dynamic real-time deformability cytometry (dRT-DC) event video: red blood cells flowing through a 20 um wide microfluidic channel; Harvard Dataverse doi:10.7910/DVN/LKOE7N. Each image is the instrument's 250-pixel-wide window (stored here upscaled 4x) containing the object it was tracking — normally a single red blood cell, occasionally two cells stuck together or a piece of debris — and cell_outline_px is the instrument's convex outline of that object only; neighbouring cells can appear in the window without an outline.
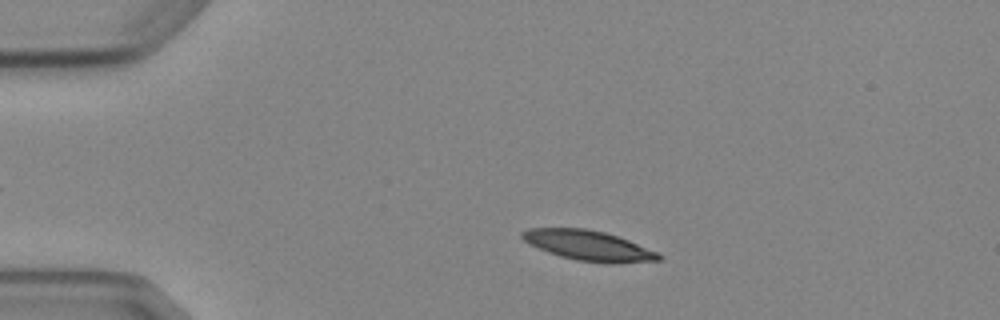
{"species": "Egyptian fruit bat (a non-hibernating species)", "species_latin": "Rousettus aegyptiacus", "temperature_condition": "cold", "stored_images_in_passage": 8, "camera_frame_rate_fps": 3000, "um_per_image_px": 0.085, "animal": {"sex": "female"}, "frame": {"image": 1, "passage_image": 2, "time_ms": 1.333, "image_size_px": [1000, 320], "cell_outline_px": [[664, 256], [660, 260], [612, 264], [604, 264], [576, 260], [560, 256], [548, 252], [528, 244], [520, 236], [520, 232], [528, 228], [584, 228], [604, 232], [628, 240], [660, 252]], "centroid_in_image_um": [50.04, 20.88], "position_along_channel_um": 35.0, "area_um2": 24.22}}
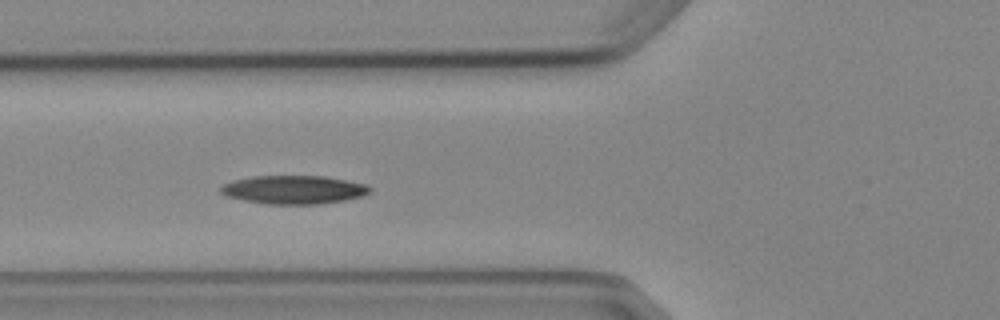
{"frame": {"image": 2, "passage_image": 4, "time_ms": 4.333, "image_size_px": [1000, 320], "cell_outline_px": [[372, 192], [364, 196], [344, 200], [320, 204], [264, 204], [244, 200], [228, 196], [220, 192], [220, 188], [224, 184], [236, 180], [252, 176], [324, 176], [364, 184], [372, 188]], "centroid_in_image_um": [25.0, 16.13], "position_along_channel_um": 100.8, "area_um2": 24.62}}